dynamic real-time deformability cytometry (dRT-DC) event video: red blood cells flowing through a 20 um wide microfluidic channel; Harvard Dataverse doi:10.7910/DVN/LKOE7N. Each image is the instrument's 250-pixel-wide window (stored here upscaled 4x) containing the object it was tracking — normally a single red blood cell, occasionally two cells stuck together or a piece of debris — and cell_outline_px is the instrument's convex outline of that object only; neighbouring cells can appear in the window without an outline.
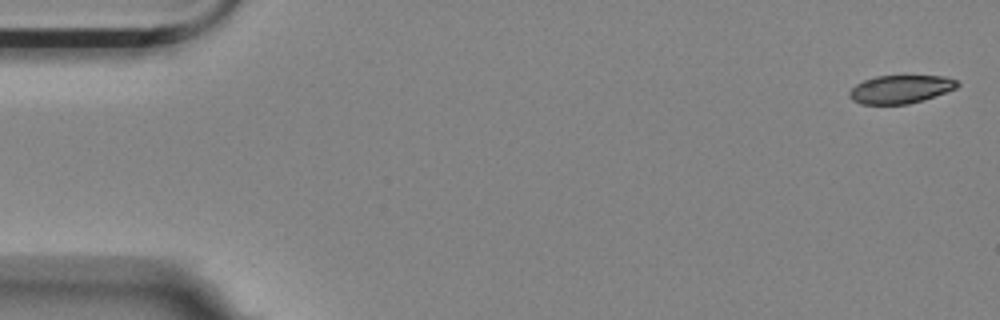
{"species": "Egyptian fruit bat (a non-hibernating species)", "species_latin": "Rousettus aegyptiacus", "temperature_condition": "room temperature", "stored_images_in_passage": 6, "camera_frame_rate_fps": 3000, "um_per_image_px": 0.085, "animal": {"sex": "female"}, "frame": {"image": 1, "passage_image": 1, "time_ms": 0.0, "image_size_px": [1000, 320], "cell_outline_px": [[960, 84], [956, 88], [924, 100], [908, 104], [860, 104], [852, 100], [848, 96], [848, 92], [856, 84], [864, 80], [876, 76], [944, 76], [956, 80]], "centroid_in_image_um": [76.52, 7.59], "position_along_channel_um": 8.5, "area_um2": 17.74}}